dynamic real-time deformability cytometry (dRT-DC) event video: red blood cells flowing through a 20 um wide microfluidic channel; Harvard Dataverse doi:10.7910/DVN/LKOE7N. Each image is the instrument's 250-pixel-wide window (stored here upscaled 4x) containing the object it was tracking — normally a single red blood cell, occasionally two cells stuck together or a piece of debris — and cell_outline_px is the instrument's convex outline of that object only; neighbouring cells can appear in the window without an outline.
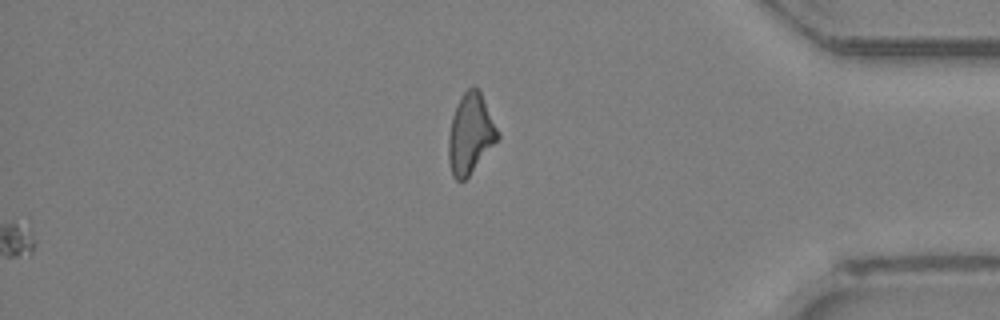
{"species": "Egyptian fruit bat (a non-hibernating species)", "species_latin": "Rousettus aegyptiacus", "temperature_condition": "room temperature", "stored_images_in_passage": 33, "camera_frame_rate_fps": 3000, "um_per_image_px": 0.085, "animal": {"sex": "female"}, "frame": {"image": 1, "passage_image": 33, "time_ms": 10.667, "image_size_px": [1000, 320], "cell_outline_px": [[500, 136], [468, 176], [464, 180], [456, 180], [452, 176], [448, 160], [448, 136], [452, 116], [460, 96], [472, 84], [480, 88], [500, 132]], "centroid_in_image_um": [39.99, 11.3], "position_along_channel_um": 395.2, "area_um2": 23.18}}